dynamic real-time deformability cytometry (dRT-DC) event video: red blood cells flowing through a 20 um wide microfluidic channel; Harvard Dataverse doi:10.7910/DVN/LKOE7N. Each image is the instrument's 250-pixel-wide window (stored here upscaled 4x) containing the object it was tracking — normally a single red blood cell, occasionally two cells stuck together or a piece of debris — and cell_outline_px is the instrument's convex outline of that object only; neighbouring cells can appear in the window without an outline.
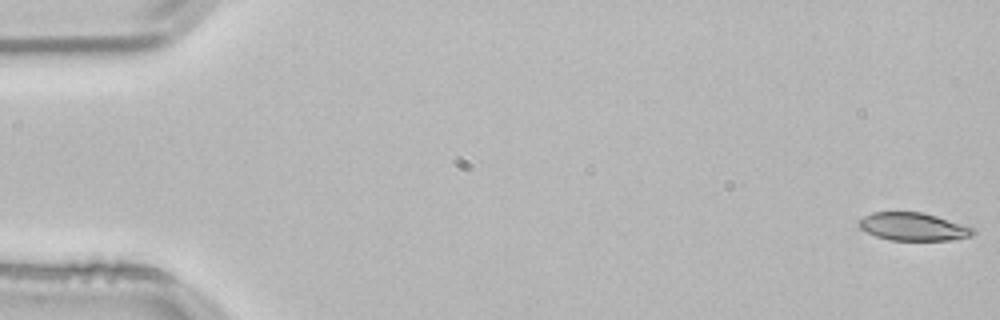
{"species": "common noctule bat (a hibernating species)", "species_latin": "Nyctalus noctula", "temperature_condition": "room temperature", "stored_images_in_passage": 53, "camera_frame_rate_fps": 3000, "um_per_image_px": 0.085, "animal": {"sex": "male", "body_mass_g": 21.5, "forearm_length_mm": 52.0}, "frame": {"image": 1, "passage_image": 1, "time_ms": 0.0, "image_size_px": [1000, 320], "cell_outline_px": [[976, 232], [968, 236], [952, 240], [888, 240], [876, 236], [860, 228], [856, 224], [864, 216], [872, 212], [924, 212], [976, 228]], "centroid_in_image_um": [77.63, 19.26], "position_along_channel_um": 7.4, "area_um2": 18.61}}
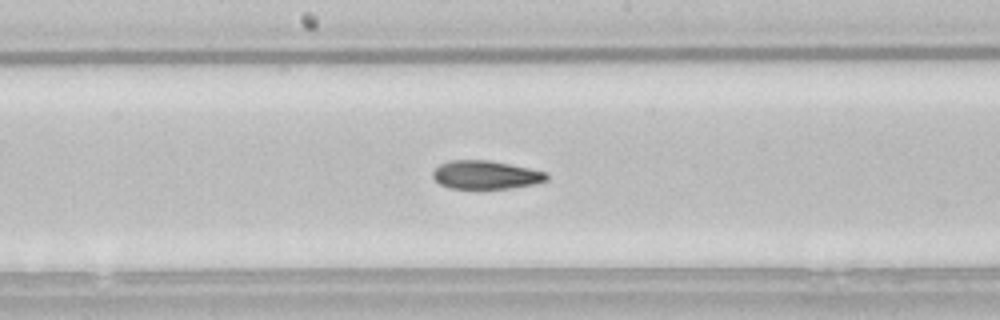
{"frame": {"image": 2, "passage_image": 28, "time_ms": 9.0, "image_size_px": [1000, 320], "cell_outline_px": [[548, 180], [536, 184], [508, 188], [448, 188], [440, 184], [432, 176], [432, 172], [440, 164], [452, 160], [488, 160], [548, 172]], "centroid_in_image_um": [41.3, 14.86], "position_along_channel_um": 206.9, "area_um2": 18.73}}
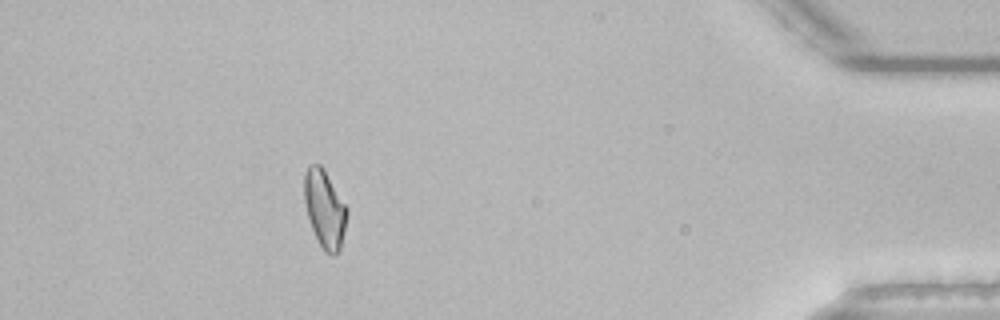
{"frame": {"image": 3, "passage_image": 48, "time_ms": 15.667, "image_size_px": [1000, 320], "cell_outline_px": [[348, 212], [340, 252], [336, 256], [332, 256], [324, 252], [312, 228], [308, 216], [304, 200], [304, 172], [308, 164], [320, 164], [348, 208]], "centroid_in_image_um": [27.6, 17.78], "position_along_channel_um": 407.6, "area_um2": 19.36}, "authors_computed_cell_mechanics": {"area_um2": 19.4208, "velocity_mm_per_s": 3.8408, "shape_relaxation_time_tau1_ms": 6.6661, "shape_relaxation_time_tau2_ms": 3.4828, "deformation_change_tau1": 0.1906, "deformation_change_tau2": 0.0986}}